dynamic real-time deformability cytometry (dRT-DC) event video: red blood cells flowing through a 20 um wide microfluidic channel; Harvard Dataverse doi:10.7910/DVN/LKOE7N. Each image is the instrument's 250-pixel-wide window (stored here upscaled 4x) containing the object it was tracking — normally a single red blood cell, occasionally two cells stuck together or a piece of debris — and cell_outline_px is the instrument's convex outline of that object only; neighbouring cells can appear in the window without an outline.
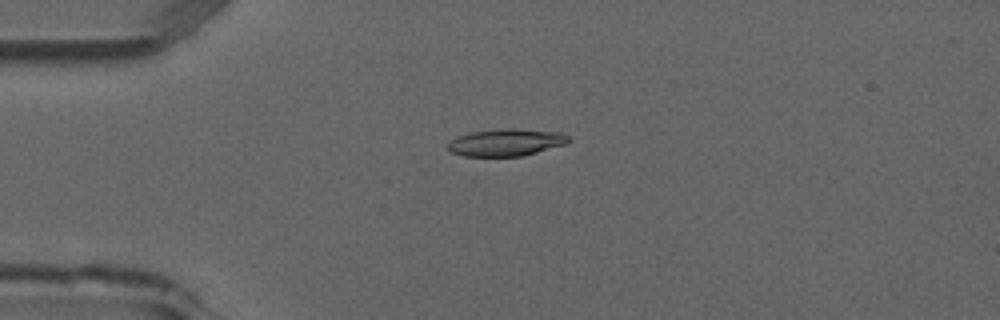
{"species": "common noctule bat (a hibernating species)", "species_latin": "Nyctalus noctula", "temperature_condition": "room temperature", "stored_images_in_passage": 52, "camera_frame_rate_fps": 3000, "um_per_image_px": 0.085, "animal": {"sex": "male", "forearm_length_mm": 52.5}, "frame": {"image": 1, "passage_image": 13, "time_ms": 4.0, "image_size_px": [1000, 320], "cell_outline_px": [[572, 140], [564, 144], [536, 152], [520, 156], [464, 156], [452, 152], [448, 148], [448, 144], [452, 140], [468, 132], [508, 128], [512, 128], [560, 132], [568, 136]], "centroid_in_image_um": [43.02, 12.1], "position_along_channel_um": 42.0, "area_um2": 18.84}}
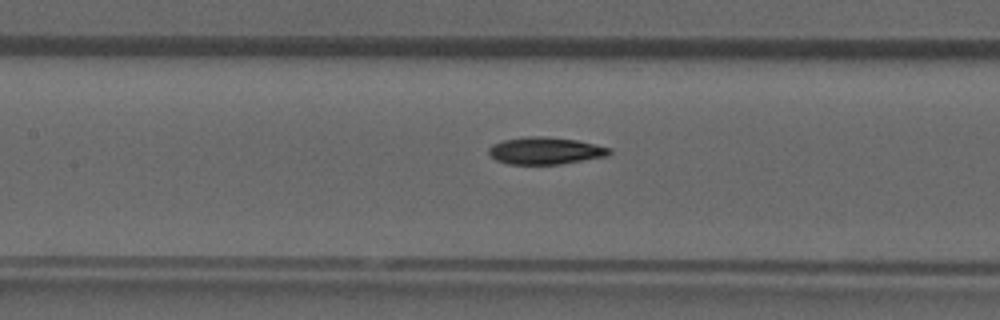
{"frame": {"image": 2, "passage_image": 24, "time_ms": 7.667, "image_size_px": [1000, 320], "cell_outline_px": [[612, 152], [608, 156], [560, 164], [508, 164], [496, 160], [488, 152], [488, 148], [492, 144], [504, 140], [528, 136], [548, 136], [576, 140], [596, 144], [612, 148]], "centroid_in_image_um": [46.38, 12.81], "position_along_channel_um": 161.0, "area_um2": 19.19}}
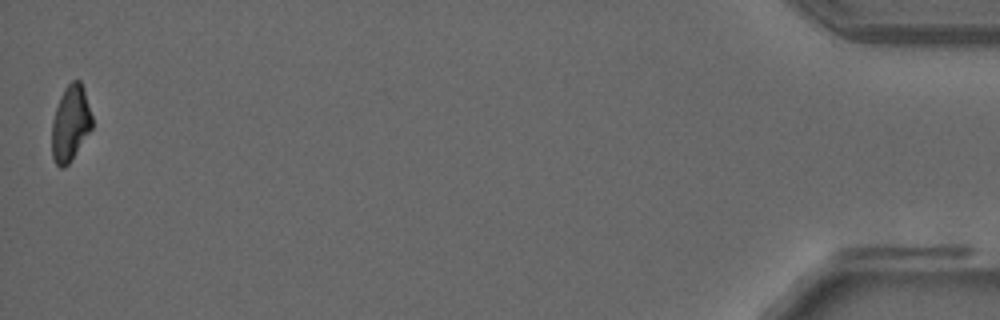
{"frame": {"image": 3, "passage_image": 52, "time_ms": 17.0, "image_size_px": [1000, 320], "cell_outline_px": [[92, 128], [68, 164], [64, 168], [60, 168], [56, 164], [52, 156], [52, 120], [60, 96], [64, 88], [72, 80], [80, 80], [84, 88], [92, 116]], "centroid_in_image_um": [5.98, 10.46], "position_along_channel_um": 429.2, "area_um2": 17.69}, "authors_computed_cell_mechanics": {"area_um2": 18.9584, "velocity_mm_per_s": 3.9182, "shape_relaxation_time_tau1_ms": 8.6109, "shape_relaxation_time_tau2_ms": 4.1355, "deformation_change_tau1": 0.2194, "deformation_change_tau2": 0.1151}}